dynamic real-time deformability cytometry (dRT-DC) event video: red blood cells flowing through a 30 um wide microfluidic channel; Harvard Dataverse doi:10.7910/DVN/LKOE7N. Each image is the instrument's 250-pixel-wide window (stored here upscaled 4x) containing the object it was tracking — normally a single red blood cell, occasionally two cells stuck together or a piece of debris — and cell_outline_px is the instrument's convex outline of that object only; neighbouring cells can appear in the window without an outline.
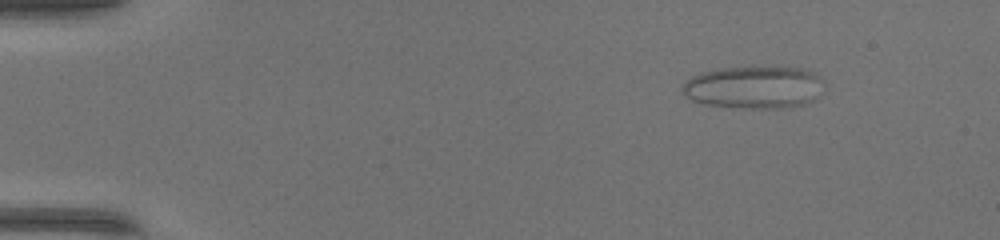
{"species": "common noctule bat (a hibernating species)", "species_latin": "Nyctalus noctula", "temperature_condition": "warm", "stored_images_in_passage": 51, "camera_frame_rate_fps": 3000, "um_per_image_px": 0.085, "animal": {"sex": "female", "body_mass_g": 17.0, "forearm_length_mm": 48.0}, "frame": {"image": 1, "passage_image": 7, "time_ms": 2.0, "image_size_px": [1000, 240], "cell_outline_px": [[824, 76], [812, 100], [800, 104], [776, 108], [748, 108], [708, 104], [692, 100], [680, 88], [692, 76], [700, 72], [720, 68], [800, 68]], "centroid_in_image_um": [64.04, 7.41], "position_along_channel_um": 21.0, "area_um2": 33.99}}
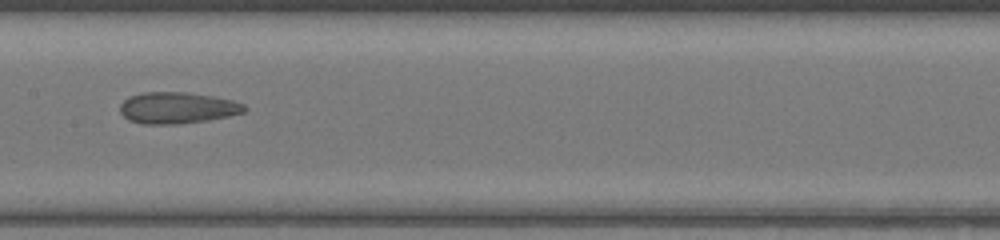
{"frame": {"image": 2, "passage_image": 27, "time_ms": 8.667, "image_size_px": [1000, 240], "cell_outline_px": [[248, 108], [244, 112], [228, 116], [208, 120], [176, 124], [144, 124], [128, 120], [120, 112], [120, 104], [128, 96], [144, 92], [184, 92], [212, 96], [232, 100], [244, 104]], "centroid_in_image_um": [15.06, 9.17], "position_along_channel_um": 192.3, "area_um2": 22.77}}
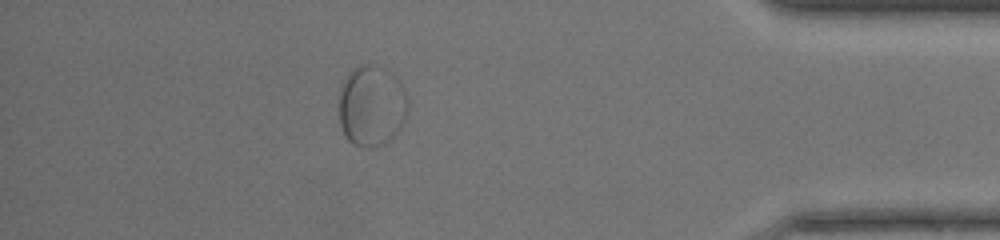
{"frame": {"image": 3, "passage_image": 45, "time_ms": 14.667, "image_size_px": [1000, 240], "cell_outline_px": [[404, 116], [400, 128], [392, 140], [384, 144], [368, 148], [352, 144], [348, 140], [340, 124], [340, 92], [344, 80], [348, 72], [352, 68], [360, 64], [376, 64], [392, 72], [400, 80], [404, 92]], "centroid_in_image_um": [31.55, 8.97], "position_along_channel_um": 403.6, "area_um2": 32.31}}